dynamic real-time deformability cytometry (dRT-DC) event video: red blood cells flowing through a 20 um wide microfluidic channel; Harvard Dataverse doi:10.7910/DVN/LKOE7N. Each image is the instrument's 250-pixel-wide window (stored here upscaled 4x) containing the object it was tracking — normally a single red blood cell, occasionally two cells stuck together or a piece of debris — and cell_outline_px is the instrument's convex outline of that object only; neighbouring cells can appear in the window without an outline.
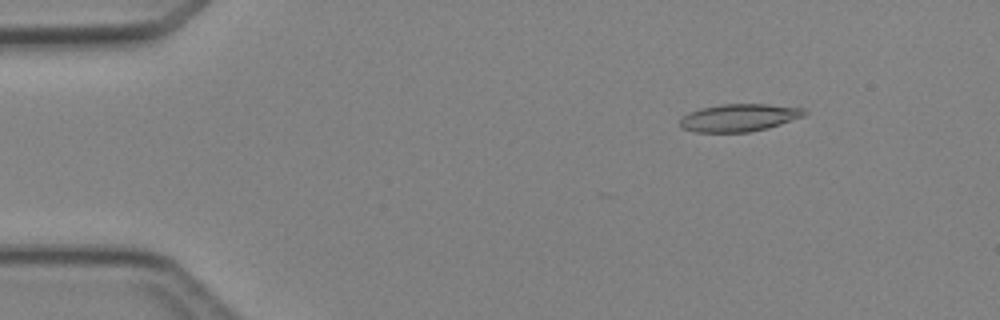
{"species": "Egyptian fruit bat (a non-hibernating species)", "species_latin": "Rousettus aegyptiacus", "temperature_condition": "cold", "stored_images_in_passage": 4, "camera_frame_rate_fps": 3000, "um_per_image_px": 0.085, "animal": {"sex": "female"}, "frame": {"image": 1, "passage_image": 2, "time_ms": 1.333, "image_size_px": [1000, 320], "cell_outline_px": [[808, 112], [804, 116], [768, 128], [748, 132], [696, 132], [680, 128], [680, 120], [684, 116], [700, 108], [720, 104], [768, 104], [804, 108]], "centroid_in_image_um": [62.84, 10.0], "position_along_channel_um": 22.2, "area_um2": 19.94}}